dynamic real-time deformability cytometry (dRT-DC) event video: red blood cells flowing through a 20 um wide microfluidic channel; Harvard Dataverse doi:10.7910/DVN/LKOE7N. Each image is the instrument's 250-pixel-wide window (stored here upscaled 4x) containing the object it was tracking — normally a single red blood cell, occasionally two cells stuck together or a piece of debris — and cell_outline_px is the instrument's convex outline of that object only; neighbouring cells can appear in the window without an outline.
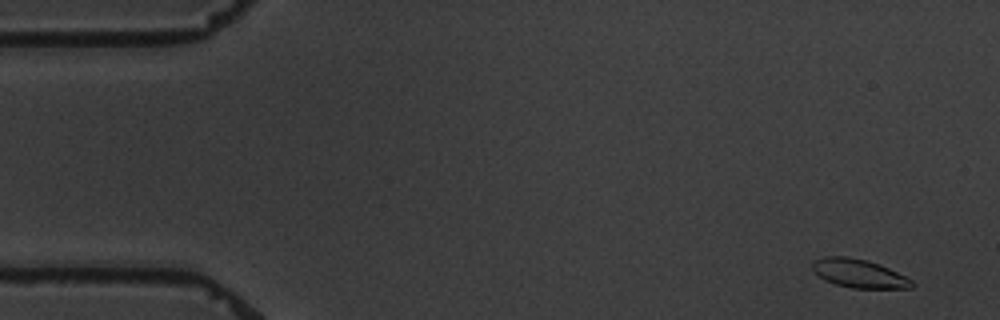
{"species": "common noctule bat (a hibernating species)", "species_latin": "Nyctalus noctula", "temperature_condition": "warm", "stored_images_in_passage": 6, "camera_frame_rate_fps": 3000, "um_per_image_px": 0.085, "animal": {"sex": "male", "body_mass_g": 19.5, "forearm_length_mm": 54.6}, "frame": {"image": 1, "passage_image": 1, "time_ms": 0.0, "image_size_px": [1000, 320], "cell_outline_px": [[916, 284], [912, 288], [852, 288], [836, 284], [824, 280], [812, 268], [812, 260], [824, 256], [844, 256], [868, 260], [888, 268], [912, 280]], "centroid_in_image_um": [73.0, 23.24], "position_along_channel_um": 12.0, "area_um2": 16.47}}
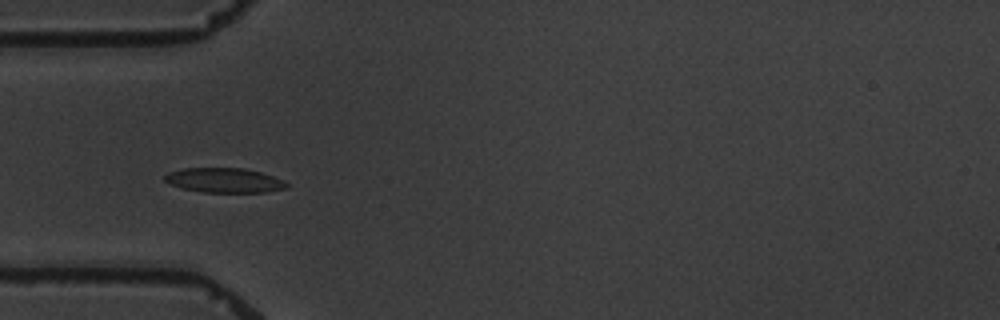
{"frame": {"image": 2, "passage_image": 5, "time_ms": 5.0, "image_size_px": [1000, 320], "cell_outline_px": [[288, 188], [268, 192], [204, 192], [180, 188], [164, 180], [164, 176], [168, 172], [184, 168], [244, 168], [260, 172], [284, 180], [288, 184]], "centroid_in_image_um": [19.08, 15.33], "position_along_channel_um": 65.9, "area_um2": 17.51}}
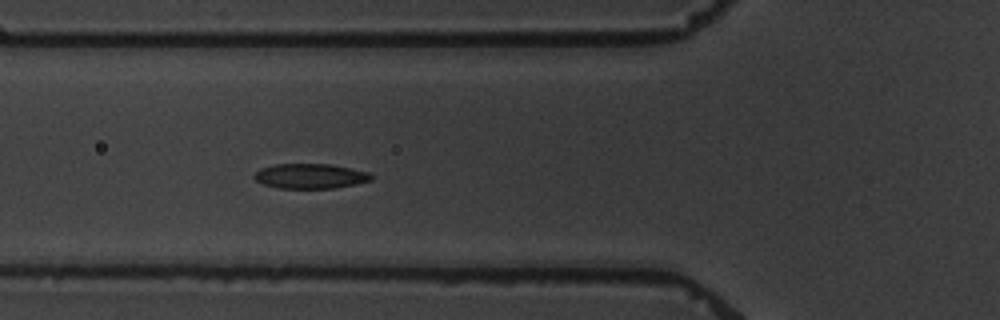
{"frame": {"image": 3, "passage_image": 6, "time_ms": 6.0, "image_size_px": [1000, 320], "cell_outline_px": [[372, 180], [356, 184], [336, 188], [276, 188], [264, 184], [256, 180], [252, 176], [260, 168], [276, 164], [328, 164], [368, 172], [372, 176]], "centroid_in_image_um": [26.35, 14.97], "position_along_channel_um": 99.5, "area_um2": 16.88}}